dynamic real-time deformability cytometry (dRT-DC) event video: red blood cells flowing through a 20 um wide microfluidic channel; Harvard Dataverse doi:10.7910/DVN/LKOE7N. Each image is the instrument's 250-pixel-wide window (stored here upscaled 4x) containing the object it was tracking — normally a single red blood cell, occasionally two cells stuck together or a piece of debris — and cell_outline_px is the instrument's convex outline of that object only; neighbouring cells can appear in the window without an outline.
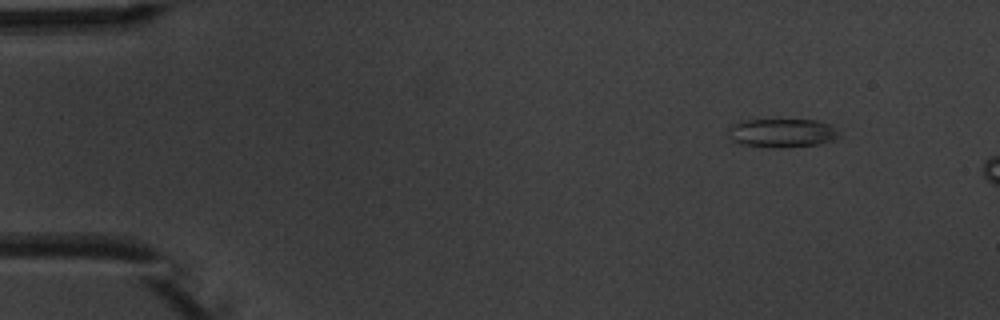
{"species": "common noctule bat (a hibernating species)", "species_latin": "Nyctalus noctula", "temperature_condition": "warm", "stored_images_in_passage": 3, "camera_frame_rate_fps": 3000, "um_per_image_px": 0.085, "animal": {"sex": "male", "body_mass_g": 20.1, "forearm_length_mm": 53.5}, "frame": {"image": 1, "passage_image": 1, "time_ms": 0.0, "image_size_px": [1000, 320], "cell_outline_px": [[844, 136], [820, 144], [784, 148], [772, 148], [740, 144], [732, 140], [728, 132], [728, 128], [732, 124], [744, 120], [820, 120], [836, 128]], "centroid_in_image_um": [66.52, 11.31], "position_along_channel_um": 18.5, "area_um2": 18.9}}